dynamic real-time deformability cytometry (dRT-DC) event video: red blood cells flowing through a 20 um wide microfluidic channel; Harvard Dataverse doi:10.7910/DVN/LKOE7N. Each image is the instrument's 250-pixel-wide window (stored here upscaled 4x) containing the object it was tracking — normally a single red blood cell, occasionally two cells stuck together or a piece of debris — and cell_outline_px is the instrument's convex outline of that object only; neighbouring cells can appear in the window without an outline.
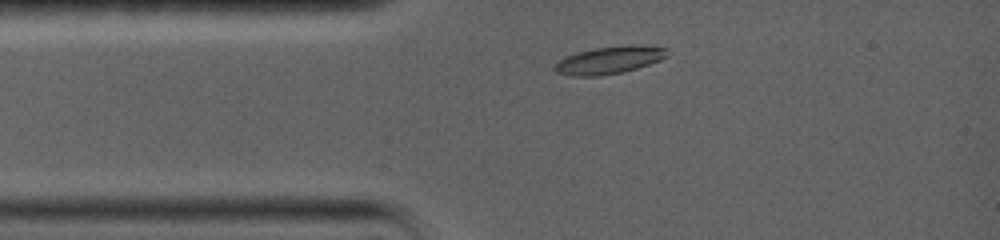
{"species": "common noctule bat (a hibernating species)", "species_latin": "Nyctalus noctula", "temperature_condition": "warm", "stored_images_in_passage": 46, "camera_frame_rate_fps": 5000, "um_per_image_px": 0.085, "animal": {"sex": "female", "body_mass_g": 19.0, "forearm_length_mm": 56.7}, "frame": {"image": 1, "passage_image": 4, "time_ms": 1.0, "image_size_px": [1000, 240], "cell_outline_px": [[668, 56], [660, 60], [624, 72], [600, 76], [572, 76], [556, 72], [552, 68], [556, 60], [564, 56], [576, 52], [596, 48], [628, 44], [644, 44], [668, 48]], "centroid_in_image_um": [51.78, 5.09], "position_along_channel_um": 33.2, "area_um2": 18.5}}
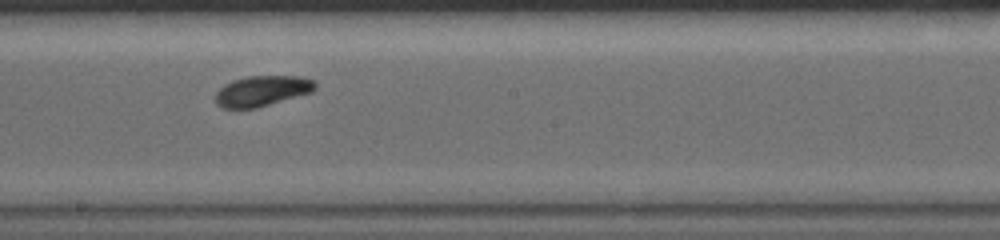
{"frame": {"image": 2, "passage_image": 29, "time_ms": 6.6, "image_size_px": [1000, 240], "cell_outline_px": [[316, 88], [312, 92], [256, 108], [224, 108], [216, 104], [216, 92], [224, 84], [232, 80], [248, 76], [300, 76], [316, 80]], "centroid_in_image_um": [22.29, 7.72], "position_along_channel_um": 225.9, "area_um2": 17.74}}
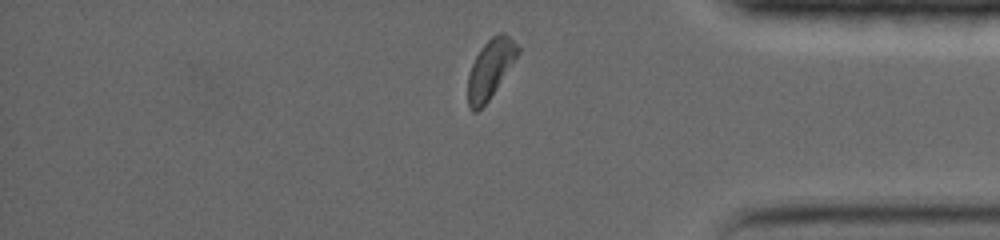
{"frame": {"image": 3, "passage_image": 46, "time_ms": 11.6, "image_size_px": [1000, 240], "cell_outline_px": [[520, 52], [488, 100], [476, 112], [472, 112], [468, 104], [468, 76], [472, 64], [480, 48], [496, 32], [504, 32], [520, 48]], "centroid_in_image_um": [41.67, 5.82], "position_along_channel_um": 393.5, "area_um2": 16.76}, "authors_computed_cell_mechanics": {"area_um2": 17.5712, "velocity_mm_per_s": 3.6602, "shape_relaxation_time_tau1_ms": 3.5145, "shape_relaxation_time_tau2_ms": 3.7787, "deformation_change_tau1": 0.1434, "deformation_change_tau2": 0.0715}}